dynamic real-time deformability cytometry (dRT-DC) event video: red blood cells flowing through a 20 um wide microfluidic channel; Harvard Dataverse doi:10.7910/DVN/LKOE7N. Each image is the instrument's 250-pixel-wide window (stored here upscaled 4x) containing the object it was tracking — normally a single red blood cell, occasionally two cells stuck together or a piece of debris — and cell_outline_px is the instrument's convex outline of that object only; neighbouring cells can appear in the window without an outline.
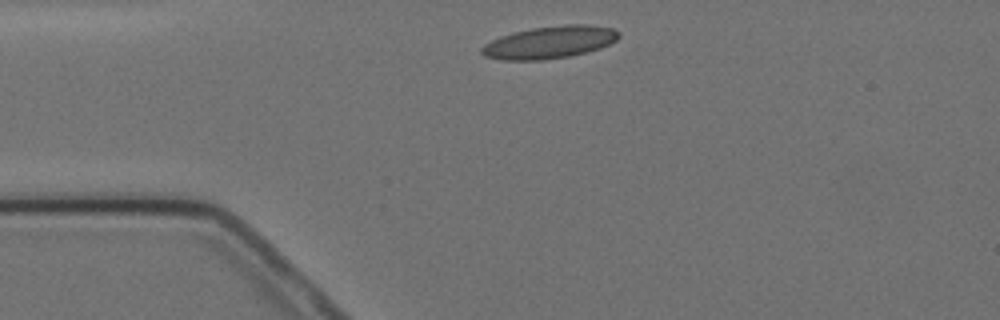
{"species": "Egyptian fruit bat (a non-hibernating species)", "species_latin": "Rousettus aegyptiacus", "temperature_condition": "cold", "stored_images_in_passage": 1, "camera_frame_rate_fps": 3000, "um_per_image_px": 0.085, "animal": {"sex": "female"}, "frame": {"image": 1, "passage_image": 1, "time_ms": 0.0, "image_size_px": [1000, 320], "cell_outline_px": [[620, 36], [616, 40], [600, 48], [568, 56], [540, 60], [500, 60], [484, 56], [480, 52], [480, 48], [484, 44], [500, 36], [532, 28], [564, 24], [588, 24], [612, 28], [620, 32]], "centroid_in_image_um": [46.7, 3.59], "position_along_channel_um": 38.3, "area_um2": 25.78}}